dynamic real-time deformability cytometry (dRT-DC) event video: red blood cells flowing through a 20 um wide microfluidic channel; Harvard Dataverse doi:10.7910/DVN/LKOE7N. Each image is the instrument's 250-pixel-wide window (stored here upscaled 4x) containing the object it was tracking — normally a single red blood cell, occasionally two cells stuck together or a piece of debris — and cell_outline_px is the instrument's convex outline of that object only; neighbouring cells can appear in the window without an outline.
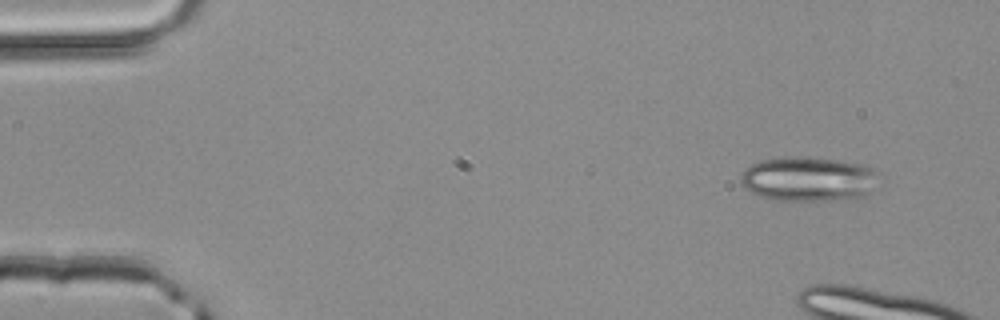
{"species": "common noctule bat (a hibernating species)", "species_latin": "Nyctalus noctula", "temperature_condition": "room temperature", "stored_images_in_passage": 4, "camera_frame_rate_fps": 3000, "um_per_image_px": 0.085, "animal": {"sex": "male", "body_mass_g": 20.4}, "frame": {"image": 1, "passage_image": 1, "time_ms": 0.0, "image_size_px": [1000, 320], "cell_outline_px": [[872, 192], [856, 200], [768, 200], [744, 188], [740, 180], [740, 172], [744, 168], [760, 160], [784, 156], [800, 156], [836, 160], [864, 164], [872, 172]], "centroid_in_image_um": [68.6, 15.22], "position_along_channel_um": 16.4, "area_um2": 35.89}}